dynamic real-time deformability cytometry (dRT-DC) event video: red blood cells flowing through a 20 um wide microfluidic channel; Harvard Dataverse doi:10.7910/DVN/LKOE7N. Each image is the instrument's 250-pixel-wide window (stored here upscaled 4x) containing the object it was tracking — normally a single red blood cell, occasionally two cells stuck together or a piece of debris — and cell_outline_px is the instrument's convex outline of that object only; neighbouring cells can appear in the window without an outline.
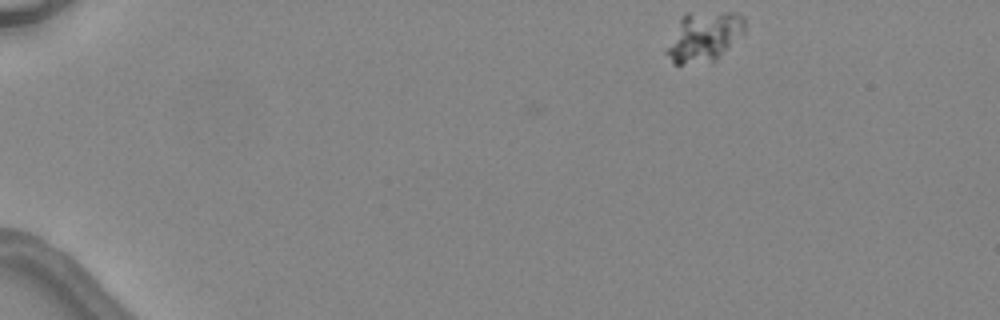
{"species": "common noctule bat (a hibernating species)", "species_latin": "Nyctalus noctula", "temperature_condition": "warm", "stored_images_in_passage": 5, "camera_frame_rate_fps": 3000, "um_per_image_px": 0.085, "animal": {"sex": "female", "body_mass_g": 24.6, "forearm_length_mm": 56.2}, "frame": {"image": 1, "passage_image": 1, "time_ms": 0.0, "image_size_px": [1000, 320], "cell_outline_px": [[744, 32], [716, 60], [680, 64], [672, 64], [664, 52], [664, 48], [680, 16], [684, 12], [736, 12], [744, 16]], "centroid_in_image_um": [59.77, 3.08], "position_along_channel_um": 25.2, "area_um2": 23.06}}
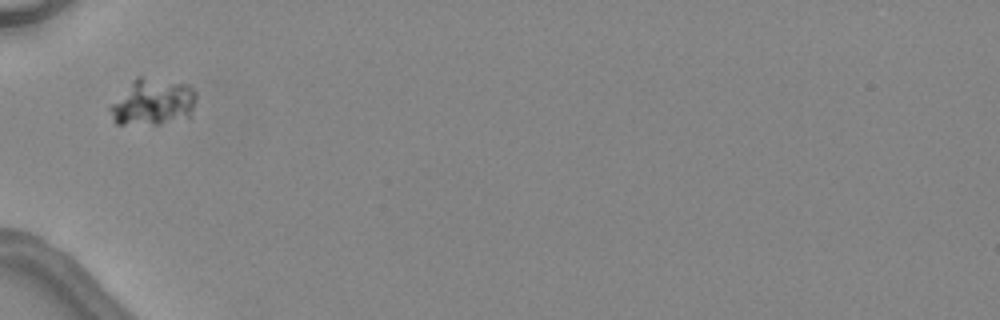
{"frame": {"image": 2, "passage_image": 4, "time_ms": 3.667, "image_size_px": [1000, 320], "cell_outline_px": [[196, 100], [188, 116], [160, 124], [116, 124], [112, 120], [108, 108], [132, 80], [136, 76], [140, 76], [188, 84], [196, 92]], "centroid_in_image_um": [12.96, 8.67], "position_along_channel_um": 72.0, "area_um2": 23.18}}